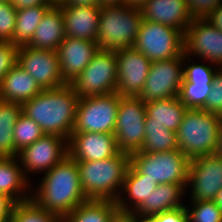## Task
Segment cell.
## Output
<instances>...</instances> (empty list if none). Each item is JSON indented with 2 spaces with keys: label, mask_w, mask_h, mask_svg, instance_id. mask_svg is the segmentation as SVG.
I'll return each instance as SVG.
<instances>
[{
  "label": "cell",
  "mask_w": 222,
  "mask_h": 222,
  "mask_svg": "<svg viewBox=\"0 0 222 222\" xmlns=\"http://www.w3.org/2000/svg\"><path fill=\"white\" fill-rule=\"evenodd\" d=\"M39 182L31 194V200L43 210L61 219L87 201L83 194L76 161L69 155L45 172Z\"/></svg>",
  "instance_id": "cell-1"
},
{
  "label": "cell",
  "mask_w": 222,
  "mask_h": 222,
  "mask_svg": "<svg viewBox=\"0 0 222 222\" xmlns=\"http://www.w3.org/2000/svg\"><path fill=\"white\" fill-rule=\"evenodd\" d=\"M78 100L71 84L43 89L21 104L22 114L35 121L45 134L58 135L68 140L74 130Z\"/></svg>",
  "instance_id": "cell-2"
},
{
  "label": "cell",
  "mask_w": 222,
  "mask_h": 222,
  "mask_svg": "<svg viewBox=\"0 0 222 222\" xmlns=\"http://www.w3.org/2000/svg\"><path fill=\"white\" fill-rule=\"evenodd\" d=\"M83 194L87 200L117 201L130 165V154L96 161H76Z\"/></svg>",
  "instance_id": "cell-3"
},
{
  "label": "cell",
  "mask_w": 222,
  "mask_h": 222,
  "mask_svg": "<svg viewBox=\"0 0 222 222\" xmlns=\"http://www.w3.org/2000/svg\"><path fill=\"white\" fill-rule=\"evenodd\" d=\"M143 21L140 7L101 6L96 43L100 50L133 48Z\"/></svg>",
  "instance_id": "cell-4"
},
{
  "label": "cell",
  "mask_w": 222,
  "mask_h": 222,
  "mask_svg": "<svg viewBox=\"0 0 222 222\" xmlns=\"http://www.w3.org/2000/svg\"><path fill=\"white\" fill-rule=\"evenodd\" d=\"M222 116L187 109L176 132L179 150L190 160L217 152Z\"/></svg>",
  "instance_id": "cell-5"
},
{
  "label": "cell",
  "mask_w": 222,
  "mask_h": 222,
  "mask_svg": "<svg viewBox=\"0 0 222 222\" xmlns=\"http://www.w3.org/2000/svg\"><path fill=\"white\" fill-rule=\"evenodd\" d=\"M190 159L179 149L167 152H133L130 164L158 184H187Z\"/></svg>",
  "instance_id": "cell-6"
},
{
  "label": "cell",
  "mask_w": 222,
  "mask_h": 222,
  "mask_svg": "<svg viewBox=\"0 0 222 222\" xmlns=\"http://www.w3.org/2000/svg\"><path fill=\"white\" fill-rule=\"evenodd\" d=\"M133 48L151 62L184 55V33L170 26L143 19Z\"/></svg>",
  "instance_id": "cell-7"
},
{
  "label": "cell",
  "mask_w": 222,
  "mask_h": 222,
  "mask_svg": "<svg viewBox=\"0 0 222 222\" xmlns=\"http://www.w3.org/2000/svg\"><path fill=\"white\" fill-rule=\"evenodd\" d=\"M119 104L120 96L117 92L79 98L72 133L114 134Z\"/></svg>",
  "instance_id": "cell-8"
},
{
  "label": "cell",
  "mask_w": 222,
  "mask_h": 222,
  "mask_svg": "<svg viewBox=\"0 0 222 222\" xmlns=\"http://www.w3.org/2000/svg\"><path fill=\"white\" fill-rule=\"evenodd\" d=\"M71 85L79 98L117 92L116 51L99 49Z\"/></svg>",
  "instance_id": "cell-9"
},
{
  "label": "cell",
  "mask_w": 222,
  "mask_h": 222,
  "mask_svg": "<svg viewBox=\"0 0 222 222\" xmlns=\"http://www.w3.org/2000/svg\"><path fill=\"white\" fill-rule=\"evenodd\" d=\"M145 102L139 97H120L114 135L117 148L131 154L142 148L145 138Z\"/></svg>",
  "instance_id": "cell-10"
},
{
  "label": "cell",
  "mask_w": 222,
  "mask_h": 222,
  "mask_svg": "<svg viewBox=\"0 0 222 222\" xmlns=\"http://www.w3.org/2000/svg\"><path fill=\"white\" fill-rule=\"evenodd\" d=\"M190 56L183 55L171 59L151 62L148 77L138 97L145 103L152 100L177 97L183 81V65Z\"/></svg>",
  "instance_id": "cell-11"
},
{
  "label": "cell",
  "mask_w": 222,
  "mask_h": 222,
  "mask_svg": "<svg viewBox=\"0 0 222 222\" xmlns=\"http://www.w3.org/2000/svg\"><path fill=\"white\" fill-rule=\"evenodd\" d=\"M68 156V140L53 134H44L34 143L18 152L17 158L28 179V172L43 174Z\"/></svg>",
  "instance_id": "cell-12"
},
{
  "label": "cell",
  "mask_w": 222,
  "mask_h": 222,
  "mask_svg": "<svg viewBox=\"0 0 222 222\" xmlns=\"http://www.w3.org/2000/svg\"><path fill=\"white\" fill-rule=\"evenodd\" d=\"M187 186L192 201H214L222 188V155L213 153L191 159L186 190Z\"/></svg>",
  "instance_id": "cell-13"
},
{
  "label": "cell",
  "mask_w": 222,
  "mask_h": 222,
  "mask_svg": "<svg viewBox=\"0 0 222 222\" xmlns=\"http://www.w3.org/2000/svg\"><path fill=\"white\" fill-rule=\"evenodd\" d=\"M184 54L222 67V31L204 18H194L184 33ZM194 55V56H193Z\"/></svg>",
  "instance_id": "cell-14"
},
{
  "label": "cell",
  "mask_w": 222,
  "mask_h": 222,
  "mask_svg": "<svg viewBox=\"0 0 222 222\" xmlns=\"http://www.w3.org/2000/svg\"><path fill=\"white\" fill-rule=\"evenodd\" d=\"M17 64L27 71L42 89H55L66 85L60 70L57 51L20 46Z\"/></svg>",
  "instance_id": "cell-15"
},
{
  "label": "cell",
  "mask_w": 222,
  "mask_h": 222,
  "mask_svg": "<svg viewBox=\"0 0 222 222\" xmlns=\"http://www.w3.org/2000/svg\"><path fill=\"white\" fill-rule=\"evenodd\" d=\"M117 94L120 97H138L148 77L151 61L134 48L116 51Z\"/></svg>",
  "instance_id": "cell-16"
},
{
  "label": "cell",
  "mask_w": 222,
  "mask_h": 222,
  "mask_svg": "<svg viewBox=\"0 0 222 222\" xmlns=\"http://www.w3.org/2000/svg\"><path fill=\"white\" fill-rule=\"evenodd\" d=\"M119 152L115 135L111 133L79 132L68 139V155L75 161H96Z\"/></svg>",
  "instance_id": "cell-17"
},
{
  "label": "cell",
  "mask_w": 222,
  "mask_h": 222,
  "mask_svg": "<svg viewBox=\"0 0 222 222\" xmlns=\"http://www.w3.org/2000/svg\"><path fill=\"white\" fill-rule=\"evenodd\" d=\"M60 70L66 84H72L99 51L95 41L66 36L56 50Z\"/></svg>",
  "instance_id": "cell-18"
},
{
  "label": "cell",
  "mask_w": 222,
  "mask_h": 222,
  "mask_svg": "<svg viewBox=\"0 0 222 222\" xmlns=\"http://www.w3.org/2000/svg\"><path fill=\"white\" fill-rule=\"evenodd\" d=\"M142 17L185 33L194 19L186 0H148L141 7Z\"/></svg>",
  "instance_id": "cell-19"
},
{
  "label": "cell",
  "mask_w": 222,
  "mask_h": 222,
  "mask_svg": "<svg viewBox=\"0 0 222 222\" xmlns=\"http://www.w3.org/2000/svg\"><path fill=\"white\" fill-rule=\"evenodd\" d=\"M59 7L63 14L66 36L96 42L101 6Z\"/></svg>",
  "instance_id": "cell-20"
},
{
  "label": "cell",
  "mask_w": 222,
  "mask_h": 222,
  "mask_svg": "<svg viewBox=\"0 0 222 222\" xmlns=\"http://www.w3.org/2000/svg\"><path fill=\"white\" fill-rule=\"evenodd\" d=\"M43 89L36 80L18 64L13 66L0 83V100L22 104Z\"/></svg>",
  "instance_id": "cell-21"
},
{
  "label": "cell",
  "mask_w": 222,
  "mask_h": 222,
  "mask_svg": "<svg viewBox=\"0 0 222 222\" xmlns=\"http://www.w3.org/2000/svg\"><path fill=\"white\" fill-rule=\"evenodd\" d=\"M65 37L62 10L59 6H51L43 15L27 46L33 49L56 51Z\"/></svg>",
  "instance_id": "cell-22"
},
{
  "label": "cell",
  "mask_w": 222,
  "mask_h": 222,
  "mask_svg": "<svg viewBox=\"0 0 222 222\" xmlns=\"http://www.w3.org/2000/svg\"><path fill=\"white\" fill-rule=\"evenodd\" d=\"M186 184L165 183L158 184L157 188L133 212L140 217H152L184 207L180 200L186 191ZM181 201V202H180Z\"/></svg>",
  "instance_id": "cell-23"
},
{
  "label": "cell",
  "mask_w": 222,
  "mask_h": 222,
  "mask_svg": "<svg viewBox=\"0 0 222 222\" xmlns=\"http://www.w3.org/2000/svg\"><path fill=\"white\" fill-rule=\"evenodd\" d=\"M30 182L24 176L17 157H3L0 160V194L9 197L15 203L31 200V194H26L32 187Z\"/></svg>",
  "instance_id": "cell-24"
},
{
  "label": "cell",
  "mask_w": 222,
  "mask_h": 222,
  "mask_svg": "<svg viewBox=\"0 0 222 222\" xmlns=\"http://www.w3.org/2000/svg\"><path fill=\"white\" fill-rule=\"evenodd\" d=\"M157 186V182H153L150 178H146V175H141L130 164L125 175L123 189L121 191L122 194H120L116 201L118 209L123 211H134L151 193H153Z\"/></svg>",
  "instance_id": "cell-25"
},
{
  "label": "cell",
  "mask_w": 222,
  "mask_h": 222,
  "mask_svg": "<svg viewBox=\"0 0 222 222\" xmlns=\"http://www.w3.org/2000/svg\"><path fill=\"white\" fill-rule=\"evenodd\" d=\"M145 123H159L168 130L177 132L188 109L177 97L152 100L145 103Z\"/></svg>",
  "instance_id": "cell-26"
},
{
  "label": "cell",
  "mask_w": 222,
  "mask_h": 222,
  "mask_svg": "<svg viewBox=\"0 0 222 222\" xmlns=\"http://www.w3.org/2000/svg\"><path fill=\"white\" fill-rule=\"evenodd\" d=\"M117 210L116 201L87 200L67 214L62 222H110Z\"/></svg>",
  "instance_id": "cell-27"
},
{
  "label": "cell",
  "mask_w": 222,
  "mask_h": 222,
  "mask_svg": "<svg viewBox=\"0 0 222 222\" xmlns=\"http://www.w3.org/2000/svg\"><path fill=\"white\" fill-rule=\"evenodd\" d=\"M50 7L51 5L46 3L45 5L17 10L12 44L18 47L27 45L31 41L43 15Z\"/></svg>",
  "instance_id": "cell-28"
},
{
  "label": "cell",
  "mask_w": 222,
  "mask_h": 222,
  "mask_svg": "<svg viewBox=\"0 0 222 222\" xmlns=\"http://www.w3.org/2000/svg\"><path fill=\"white\" fill-rule=\"evenodd\" d=\"M21 114V104L0 100V154L3 157H14L13 130Z\"/></svg>",
  "instance_id": "cell-29"
},
{
  "label": "cell",
  "mask_w": 222,
  "mask_h": 222,
  "mask_svg": "<svg viewBox=\"0 0 222 222\" xmlns=\"http://www.w3.org/2000/svg\"><path fill=\"white\" fill-rule=\"evenodd\" d=\"M142 148L136 152H167L179 149L176 133L159 123H145Z\"/></svg>",
  "instance_id": "cell-30"
},
{
  "label": "cell",
  "mask_w": 222,
  "mask_h": 222,
  "mask_svg": "<svg viewBox=\"0 0 222 222\" xmlns=\"http://www.w3.org/2000/svg\"><path fill=\"white\" fill-rule=\"evenodd\" d=\"M44 134L35 121L21 114L13 130L14 157H17L18 152L24 147L31 145Z\"/></svg>",
  "instance_id": "cell-31"
},
{
  "label": "cell",
  "mask_w": 222,
  "mask_h": 222,
  "mask_svg": "<svg viewBox=\"0 0 222 222\" xmlns=\"http://www.w3.org/2000/svg\"><path fill=\"white\" fill-rule=\"evenodd\" d=\"M10 222H62V219L51 212L43 210L32 200L15 203Z\"/></svg>",
  "instance_id": "cell-32"
},
{
  "label": "cell",
  "mask_w": 222,
  "mask_h": 222,
  "mask_svg": "<svg viewBox=\"0 0 222 222\" xmlns=\"http://www.w3.org/2000/svg\"><path fill=\"white\" fill-rule=\"evenodd\" d=\"M211 88L212 84L188 82L183 78L178 98L188 109H204Z\"/></svg>",
  "instance_id": "cell-33"
},
{
  "label": "cell",
  "mask_w": 222,
  "mask_h": 222,
  "mask_svg": "<svg viewBox=\"0 0 222 222\" xmlns=\"http://www.w3.org/2000/svg\"><path fill=\"white\" fill-rule=\"evenodd\" d=\"M191 210L185 206L189 222H222V210L214 201H191Z\"/></svg>",
  "instance_id": "cell-34"
},
{
  "label": "cell",
  "mask_w": 222,
  "mask_h": 222,
  "mask_svg": "<svg viewBox=\"0 0 222 222\" xmlns=\"http://www.w3.org/2000/svg\"><path fill=\"white\" fill-rule=\"evenodd\" d=\"M17 10L9 2L0 1V42L12 43Z\"/></svg>",
  "instance_id": "cell-35"
},
{
  "label": "cell",
  "mask_w": 222,
  "mask_h": 222,
  "mask_svg": "<svg viewBox=\"0 0 222 222\" xmlns=\"http://www.w3.org/2000/svg\"><path fill=\"white\" fill-rule=\"evenodd\" d=\"M204 110L222 116V67L217 68L213 76L212 88L206 98Z\"/></svg>",
  "instance_id": "cell-36"
},
{
  "label": "cell",
  "mask_w": 222,
  "mask_h": 222,
  "mask_svg": "<svg viewBox=\"0 0 222 222\" xmlns=\"http://www.w3.org/2000/svg\"><path fill=\"white\" fill-rule=\"evenodd\" d=\"M216 68L203 64H188L183 66V78L188 82H206V84H212L213 76L217 71Z\"/></svg>",
  "instance_id": "cell-37"
},
{
  "label": "cell",
  "mask_w": 222,
  "mask_h": 222,
  "mask_svg": "<svg viewBox=\"0 0 222 222\" xmlns=\"http://www.w3.org/2000/svg\"><path fill=\"white\" fill-rule=\"evenodd\" d=\"M18 48L10 42H0V83L8 71L17 64Z\"/></svg>",
  "instance_id": "cell-38"
},
{
  "label": "cell",
  "mask_w": 222,
  "mask_h": 222,
  "mask_svg": "<svg viewBox=\"0 0 222 222\" xmlns=\"http://www.w3.org/2000/svg\"><path fill=\"white\" fill-rule=\"evenodd\" d=\"M194 18H205L222 0H186Z\"/></svg>",
  "instance_id": "cell-39"
},
{
  "label": "cell",
  "mask_w": 222,
  "mask_h": 222,
  "mask_svg": "<svg viewBox=\"0 0 222 222\" xmlns=\"http://www.w3.org/2000/svg\"><path fill=\"white\" fill-rule=\"evenodd\" d=\"M150 218L154 222H189L185 206L175 210L155 214Z\"/></svg>",
  "instance_id": "cell-40"
},
{
  "label": "cell",
  "mask_w": 222,
  "mask_h": 222,
  "mask_svg": "<svg viewBox=\"0 0 222 222\" xmlns=\"http://www.w3.org/2000/svg\"><path fill=\"white\" fill-rule=\"evenodd\" d=\"M15 202L9 197L0 194V222H10Z\"/></svg>",
  "instance_id": "cell-41"
},
{
  "label": "cell",
  "mask_w": 222,
  "mask_h": 222,
  "mask_svg": "<svg viewBox=\"0 0 222 222\" xmlns=\"http://www.w3.org/2000/svg\"><path fill=\"white\" fill-rule=\"evenodd\" d=\"M211 25L222 31V2L213 9L205 18Z\"/></svg>",
  "instance_id": "cell-42"
},
{
  "label": "cell",
  "mask_w": 222,
  "mask_h": 222,
  "mask_svg": "<svg viewBox=\"0 0 222 222\" xmlns=\"http://www.w3.org/2000/svg\"><path fill=\"white\" fill-rule=\"evenodd\" d=\"M110 222H138V215L133 211L117 210Z\"/></svg>",
  "instance_id": "cell-43"
},
{
  "label": "cell",
  "mask_w": 222,
  "mask_h": 222,
  "mask_svg": "<svg viewBox=\"0 0 222 222\" xmlns=\"http://www.w3.org/2000/svg\"><path fill=\"white\" fill-rule=\"evenodd\" d=\"M10 2L16 10L45 5L47 3L46 0H10Z\"/></svg>",
  "instance_id": "cell-44"
},
{
  "label": "cell",
  "mask_w": 222,
  "mask_h": 222,
  "mask_svg": "<svg viewBox=\"0 0 222 222\" xmlns=\"http://www.w3.org/2000/svg\"><path fill=\"white\" fill-rule=\"evenodd\" d=\"M62 5L72 6H100V0H66Z\"/></svg>",
  "instance_id": "cell-45"
},
{
  "label": "cell",
  "mask_w": 222,
  "mask_h": 222,
  "mask_svg": "<svg viewBox=\"0 0 222 222\" xmlns=\"http://www.w3.org/2000/svg\"><path fill=\"white\" fill-rule=\"evenodd\" d=\"M129 5V0H100V6Z\"/></svg>",
  "instance_id": "cell-46"
},
{
  "label": "cell",
  "mask_w": 222,
  "mask_h": 222,
  "mask_svg": "<svg viewBox=\"0 0 222 222\" xmlns=\"http://www.w3.org/2000/svg\"><path fill=\"white\" fill-rule=\"evenodd\" d=\"M214 202L222 210V188L218 191V193L214 199Z\"/></svg>",
  "instance_id": "cell-47"
},
{
  "label": "cell",
  "mask_w": 222,
  "mask_h": 222,
  "mask_svg": "<svg viewBox=\"0 0 222 222\" xmlns=\"http://www.w3.org/2000/svg\"><path fill=\"white\" fill-rule=\"evenodd\" d=\"M217 154L222 155V125L219 130V140H218V148H217Z\"/></svg>",
  "instance_id": "cell-48"
},
{
  "label": "cell",
  "mask_w": 222,
  "mask_h": 222,
  "mask_svg": "<svg viewBox=\"0 0 222 222\" xmlns=\"http://www.w3.org/2000/svg\"><path fill=\"white\" fill-rule=\"evenodd\" d=\"M148 0H129V5L134 7H141Z\"/></svg>",
  "instance_id": "cell-49"
},
{
  "label": "cell",
  "mask_w": 222,
  "mask_h": 222,
  "mask_svg": "<svg viewBox=\"0 0 222 222\" xmlns=\"http://www.w3.org/2000/svg\"><path fill=\"white\" fill-rule=\"evenodd\" d=\"M51 6H60L65 3L66 0H46Z\"/></svg>",
  "instance_id": "cell-50"
},
{
  "label": "cell",
  "mask_w": 222,
  "mask_h": 222,
  "mask_svg": "<svg viewBox=\"0 0 222 222\" xmlns=\"http://www.w3.org/2000/svg\"><path fill=\"white\" fill-rule=\"evenodd\" d=\"M138 222H154L150 217H140L138 216Z\"/></svg>",
  "instance_id": "cell-51"
},
{
  "label": "cell",
  "mask_w": 222,
  "mask_h": 222,
  "mask_svg": "<svg viewBox=\"0 0 222 222\" xmlns=\"http://www.w3.org/2000/svg\"><path fill=\"white\" fill-rule=\"evenodd\" d=\"M0 1H2V2H9L10 0H0Z\"/></svg>",
  "instance_id": "cell-52"
}]
</instances>
